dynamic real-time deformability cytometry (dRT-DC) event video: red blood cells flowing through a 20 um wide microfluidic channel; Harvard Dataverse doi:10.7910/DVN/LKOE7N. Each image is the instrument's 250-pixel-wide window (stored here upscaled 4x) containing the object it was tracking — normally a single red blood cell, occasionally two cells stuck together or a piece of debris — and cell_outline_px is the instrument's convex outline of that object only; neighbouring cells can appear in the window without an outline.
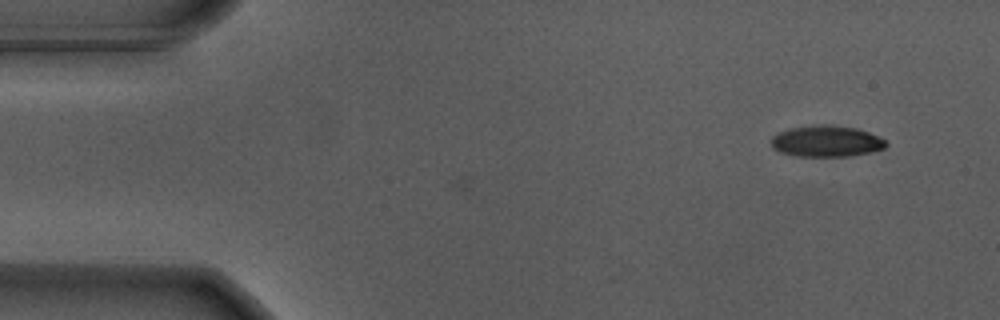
{"species": "Egyptian fruit bat (a non-hibernating species)", "species_latin": "Rousettus aegyptiacus", "temperature_condition": "warm", "stored_images_in_passage": 3, "camera_frame_rate_fps": 3000, "um_per_image_px": 0.085, "animal": {"sex": "male"}, "frame": {"image": 1, "passage_image": 3, "time_ms": 0.667, "image_size_px": [1000, 320], "cell_outline_px": [[888, 144], [884, 148], [872, 152], [852, 156], [796, 156], [780, 152], [772, 148], [772, 136], [788, 128], [820, 124], [828, 124], [856, 128], [868, 132], [884, 140]], "centroid_in_image_um": [70.23, 12.0], "position_along_channel_um": 14.8, "area_um2": 20.92}}